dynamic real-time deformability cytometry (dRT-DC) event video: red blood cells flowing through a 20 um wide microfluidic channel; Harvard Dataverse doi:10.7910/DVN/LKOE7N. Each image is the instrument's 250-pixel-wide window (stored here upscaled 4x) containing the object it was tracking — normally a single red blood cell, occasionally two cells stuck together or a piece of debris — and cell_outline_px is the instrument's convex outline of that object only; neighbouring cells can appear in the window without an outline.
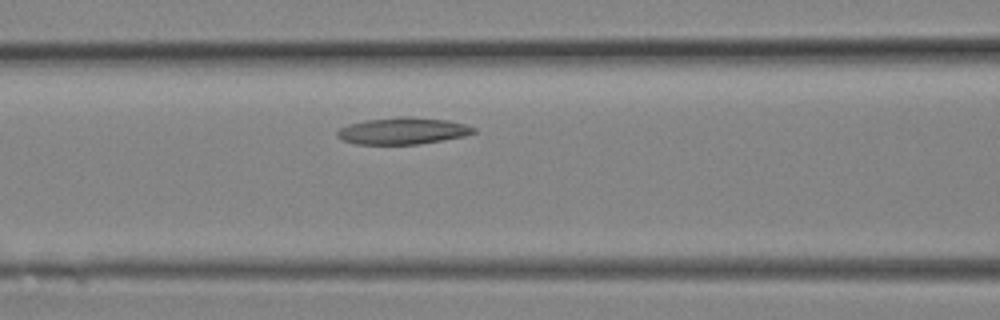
{"species": "Egyptian fruit bat (a non-hibernating species)", "species_latin": "Rousettus aegyptiacus", "temperature_condition": "room temperature", "stored_images_in_passage": 8, "segment_of_instrument_passage": [1, 2], "camera_frame_rate_fps": 3000, "um_per_image_px": 0.085, "animal": {"sex": "female"}, "frame": {"image": 1, "passage_image": 7, "time_ms": 2.0, "image_size_px": [1000, 320], "cell_outline_px": [[476, 132], [464, 136], [444, 140], [420, 144], [356, 144], [340, 140], [336, 136], [336, 132], [340, 128], [348, 124], [364, 120], [404, 116], [408, 116], [448, 120], [464, 124], [476, 128]], "centroid_in_image_um": [34.21, 11.13], "position_along_channel_um": 132.4, "area_um2": 21.44}}